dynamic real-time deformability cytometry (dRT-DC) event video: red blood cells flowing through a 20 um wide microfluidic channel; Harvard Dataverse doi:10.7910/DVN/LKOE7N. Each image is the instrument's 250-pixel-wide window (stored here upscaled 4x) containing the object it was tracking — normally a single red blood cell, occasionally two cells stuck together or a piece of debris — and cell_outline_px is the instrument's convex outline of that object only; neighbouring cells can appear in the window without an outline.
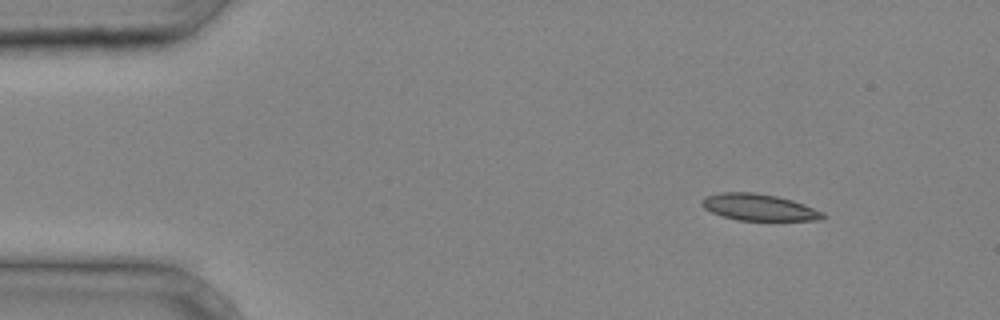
{"species": "common noctule bat (a hibernating species)", "species_latin": "Nyctalus noctula", "temperature_condition": "cold", "stored_images_in_passage": 2, "camera_frame_rate_fps": 3000, "um_per_image_px": 0.085, "animal": {"sex": "male", "body_mass_g": 20.4}, "frame": {"image": 1, "passage_image": 1, "time_ms": 0.0, "image_size_px": [1000, 320], "cell_outline_px": [[824, 216], [820, 220], [736, 220], [712, 212], [704, 208], [700, 204], [700, 200], [704, 196], [720, 192], [756, 192], [776, 196], [792, 200], [804, 204], [824, 212]], "centroid_in_image_um": [64.46, 17.6], "position_along_channel_um": 20.5, "area_um2": 18.79}}
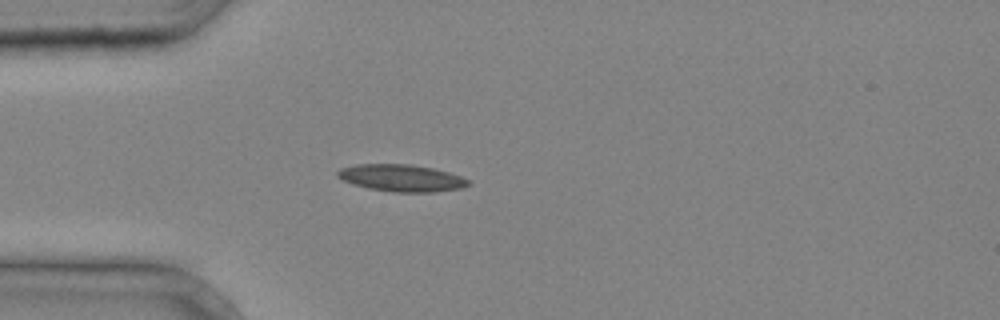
{"frame": {"image": 2, "passage_image": 2, "time_ms": 0.333, "image_size_px": [1000, 320], "cell_outline_px": [[472, 184], [460, 188], [436, 192], [392, 192], [368, 188], [352, 184], [336, 176], [336, 172], [340, 168], [356, 164], [408, 164], [432, 168], [448, 172], [460, 176], [468, 180]], "centroid_in_image_um": [34.1, 15.13], "position_along_channel_um": 50.9, "area_um2": 20.58}}